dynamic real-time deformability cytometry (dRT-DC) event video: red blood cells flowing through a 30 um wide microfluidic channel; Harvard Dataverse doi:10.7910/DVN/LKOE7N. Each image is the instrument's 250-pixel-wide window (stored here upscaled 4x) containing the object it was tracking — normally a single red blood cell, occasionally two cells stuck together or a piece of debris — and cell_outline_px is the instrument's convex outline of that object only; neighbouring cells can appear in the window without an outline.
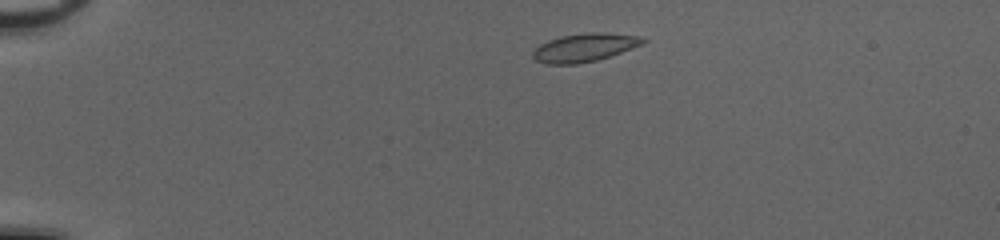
{"species": "common noctule bat (a hibernating species)", "species_latin": "Nyctalus noctula", "temperature_condition": "cold", "stored_images_in_passage": 45, "camera_frame_rate_fps": 3000, "um_per_image_px": 0.085, "animal": {"sex": "female", "body_mass_g": 20.0, "forearm_length_mm": 54.0}, "frame": {"image": 1, "passage_image": 4, "time_ms": 1.0, "image_size_px": [1000, 240], "cell_outline_px": [[648, 40], [644, 44], [596, 60], [576, 64], [544, 64], [536, 60], [532, 56], [532, 52], [540, 44], [548, 40], [560, 36], [592, 32], [604, 32], [640, 36]], "centroid_in_image_um": [49.68, 4.03], "position_along_channel_um": 35.3, "area_um2": 18.09}}
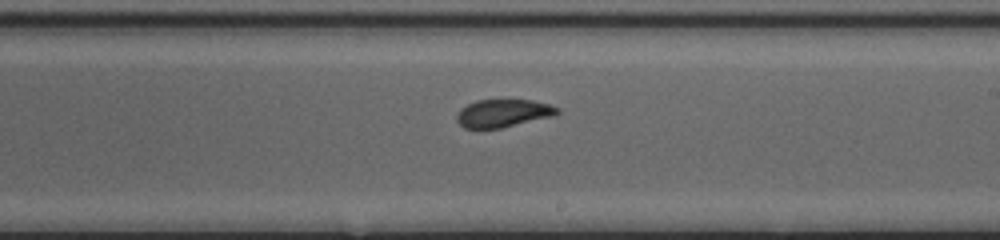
{"frame": {"image": 2, "passage_image": 25, "time_ms": 8.0, "image_size_px": [1000, 240], "cell_outline_px": [[560, 112], [556, 116], [500, 128], [464, 128], [456, 120], [456, 116], [460, 108], [476, 100], [532, 100], [548, 104], [560, 108]], "centroid_in_image_um": [42.79, 9.62], "position_along_channel_um": 246.2, "area_um2": 16.42}}
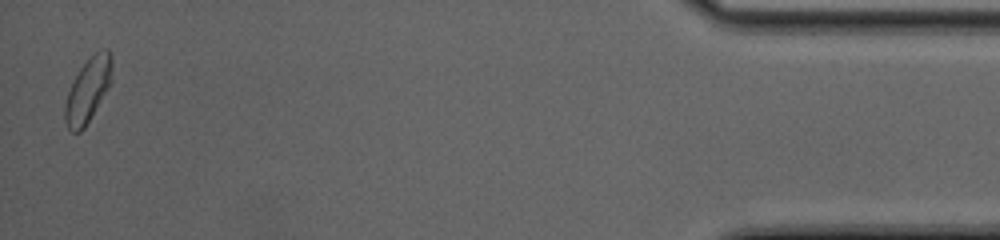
{"frame": {"image": 3, "passage_image": 44, "time_ms": 14.333, "image_size_px": [1000, 240], "cell_outline_px": [[112, 80], [108, 88], [84, 128], [80, 132], [72, 132], [68, 128], [64, 120], [64, 104], [72, 80], [80, 68], [96, 52], [104, 48], [108, 48], [112, 56]], "centroid_in_image_um": [7.47, 7.65], "position_along_channel_um": 427.7, "area_um2": 17.57}, "authors_computed_cell_mechanics": {"area_um2": 17.2822, "velocity_mm_per_s": 4.0496, "shape_relaxation_time_tau1_ms": 6.2672, "shape_relaxation_time_tau2_ms": 0.7614, "deformation_change_tau1": 0.1242, "deformation_change_tau2": 0.0567}}